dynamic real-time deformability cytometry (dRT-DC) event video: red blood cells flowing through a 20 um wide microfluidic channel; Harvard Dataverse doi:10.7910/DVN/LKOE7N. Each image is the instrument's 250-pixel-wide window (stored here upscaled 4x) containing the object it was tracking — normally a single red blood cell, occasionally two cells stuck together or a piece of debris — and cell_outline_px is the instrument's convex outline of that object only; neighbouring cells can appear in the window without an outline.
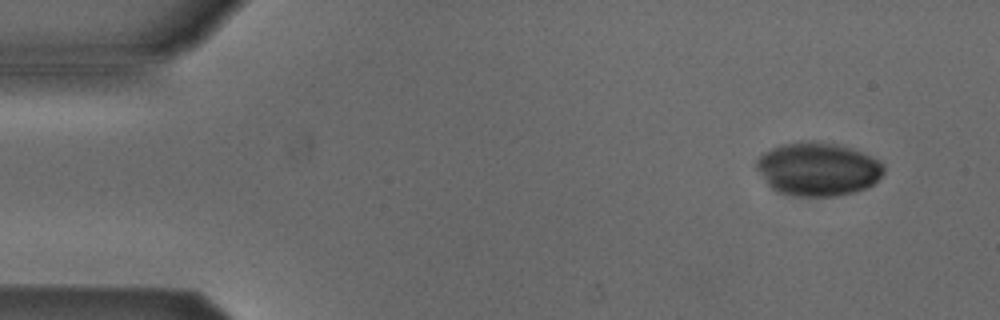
{"species": "Egyptian fruit bat (a non-hibernating species)", "species_latin": "Rousettus aegyptiacus", "temperature_condition": "cold", "stored_images_in_passage": 4, "camera_frame_rate_fps": 3000, "um_per_image_px": 0.085, "animal": {"sex": "male"}, "frame": {"image": 1, "passage_image": 1, "time_ms": 0.0, "image_size_px": [1000, 320], "cell_outline_px": [[884, 172], [868, 188], [856, 192], [836, 196], [792, 196], [776, 192], [768, 184], [756, 168], [756, 160], [764, 152], [772, 148], [784, 144], [812, 140], [836, 144], [860, 152], [884, 164]], "centroid_in_image_um": [69.49, 14.39], "position_along_channel_um": 15.5, "area_um2": 39.42}}